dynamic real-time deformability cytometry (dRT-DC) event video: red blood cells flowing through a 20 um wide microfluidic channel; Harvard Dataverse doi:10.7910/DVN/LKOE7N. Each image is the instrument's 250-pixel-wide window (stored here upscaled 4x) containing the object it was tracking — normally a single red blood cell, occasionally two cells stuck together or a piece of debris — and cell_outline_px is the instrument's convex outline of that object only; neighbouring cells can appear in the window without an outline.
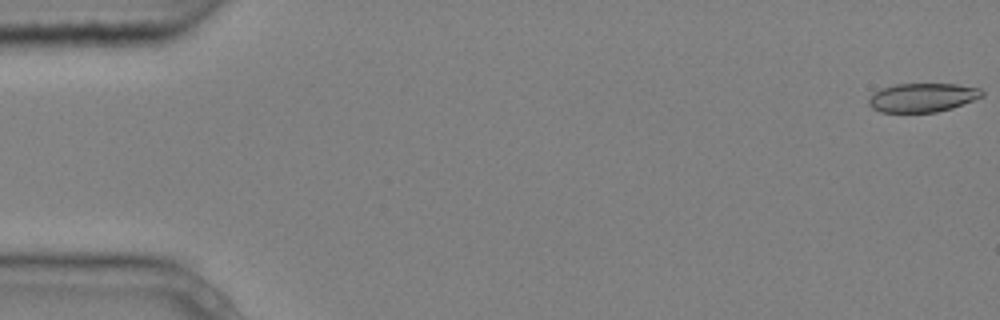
{"species": "common noctule bat (a hibernating species)", "species_latin": "Nyctalus noctula", "temperature_condition": "cold", "stored_images_in_passage": 4, "camera_frame_rate_fps": 3000, "um_per_image_px": 0.085, "animal": {"sex": "male", "body_mass_g": 20.4}, "frame": {"image": 1, "passage_image": 1, "time_ms": 0.0, "image_size_px": [1000, 320], "cell_outline_px": [[984, 96], [952, 108], [936, 112], [880, 112], [872, 108], [868, 104], [868, 100], [876, 92], [884, 88], [896, 84], [956, 84], [980, 88], [984, 92]], "centroid_in_image_um": [78.45, 8.29], "position_along_channel_um": 6.6, "area_um2": 18.9}}